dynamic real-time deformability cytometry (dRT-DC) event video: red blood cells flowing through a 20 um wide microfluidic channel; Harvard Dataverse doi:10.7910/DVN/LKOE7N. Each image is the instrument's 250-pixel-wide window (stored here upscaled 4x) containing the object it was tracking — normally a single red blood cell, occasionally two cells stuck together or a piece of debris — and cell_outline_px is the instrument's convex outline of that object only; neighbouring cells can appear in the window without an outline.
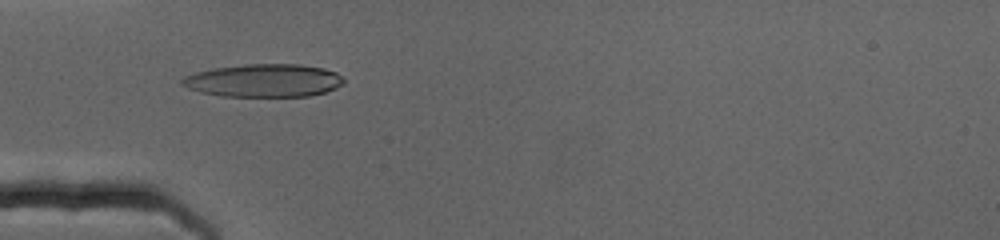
{"species": "human", "species_latin": "Homo sapiens", "temperature_condition": "cold", "stored_images_in_passage": 24, "camera_frame_rate_fps": 3000, "um_per_image_px": 0.085, "donor": {"sex": "female"}, "frame": {"image": 1, "passage_image": 6, "time_ms": 1.667, "image_size_px": [1000, 240], "cell_outline_px": [[344, 84], [336, 88], [324, 92], [308, 96], [220, 96], [200, 92], [188, 88], [180, 84], [180, 80], [184, 76], [196, 72], [216, 68], [244, 64], [300, 64], [324, 68], [336, 72], [344, 80]], "centroid_in_image_um": [22.42, 6.84], "position_along_channel_um": 62.6, "area_um2": 31.1}}
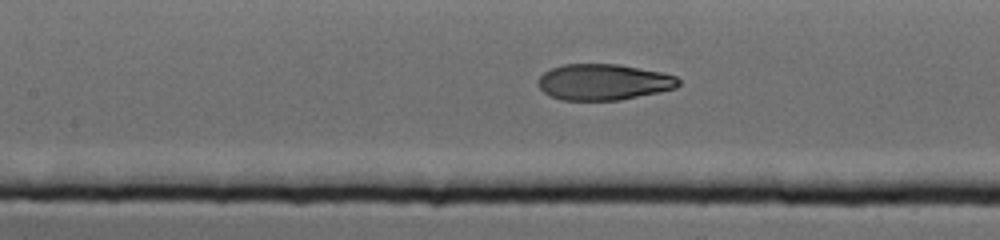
{"frame": {"image": 2, "passage_image": 16, "time_ms": 5.0, "image_size_px": [1000, 240], "cell_outline_px": [[680, 84], [676, 88], [620, 100], [560, 100], [544, 92], [536, 84], [536, 80], [544, 72], [552, 68], [564, 64], [620, 64], [660, 72], [676, 76], [680, 80]], "centroid_in_image_um": [51.28, 6.97], "position_along_channel_um": 156.1, "area_um2": 29.54}}
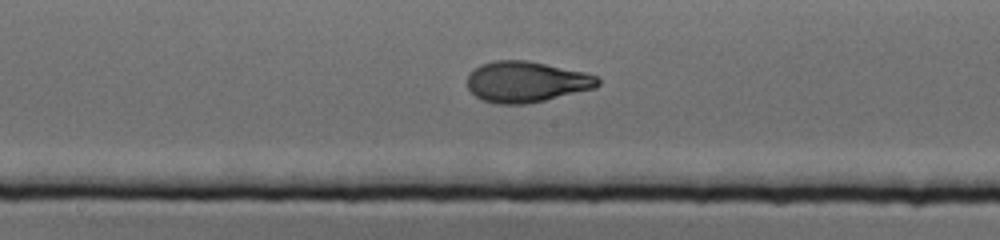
{"frame": {"image": 3, "passage_image": 21, "time_ms": 6.667, "image_size_px": [1000, 240], "cell_outline_px": [[600, 84], [596, 88], [528, 104], [496, 104], [484, 100], [476, 96], [468, 88], [468, 76], [480, 64], [492, 60], [528, 60], [584, 72], [596, 76], [600, 80]], "centroid_in_image_um": [44.75, 6.95], "position_along_channel_um": 203.4, "area_um2": 31.1}}